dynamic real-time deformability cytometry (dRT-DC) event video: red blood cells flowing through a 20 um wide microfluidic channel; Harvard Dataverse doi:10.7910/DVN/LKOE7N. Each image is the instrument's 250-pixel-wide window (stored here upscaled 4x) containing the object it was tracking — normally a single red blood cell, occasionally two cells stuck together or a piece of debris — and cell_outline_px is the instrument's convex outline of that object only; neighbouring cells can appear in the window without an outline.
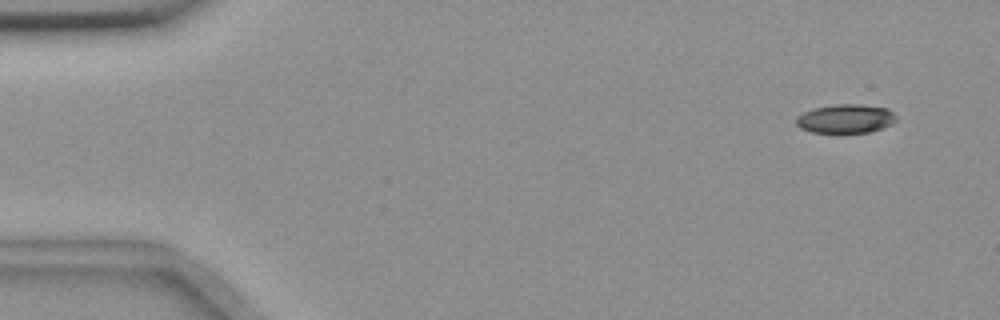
{"species": "common noctule bat (a hibernating species)", "species_latin": "Nyctalus noctula", "temperature_condition": "room temperature", "stored_images_in_passage": 10, "camera_frame_rate_fps": 3000, "um_per_image_px": 0.085, "animal": {"sex": "female", "body_mass_g": 18.4}, "frame": {"image": 1, "passage_image": 4, "time_ms": 1.0, "image_size_px": [1000, 320], "cell_outline_px": [[896, 120], [892, 124], [884, 128], [872, 132], [812, 132], [800, 128], [796, 124], [796, 116], [812, 108], [836, 104], [860, 104], [888, 108], [896, 116]], "centroid_in_image_um": [71.89, 10.08], "position_along_channel_um": 13.1, "area_um2": 16.94}}